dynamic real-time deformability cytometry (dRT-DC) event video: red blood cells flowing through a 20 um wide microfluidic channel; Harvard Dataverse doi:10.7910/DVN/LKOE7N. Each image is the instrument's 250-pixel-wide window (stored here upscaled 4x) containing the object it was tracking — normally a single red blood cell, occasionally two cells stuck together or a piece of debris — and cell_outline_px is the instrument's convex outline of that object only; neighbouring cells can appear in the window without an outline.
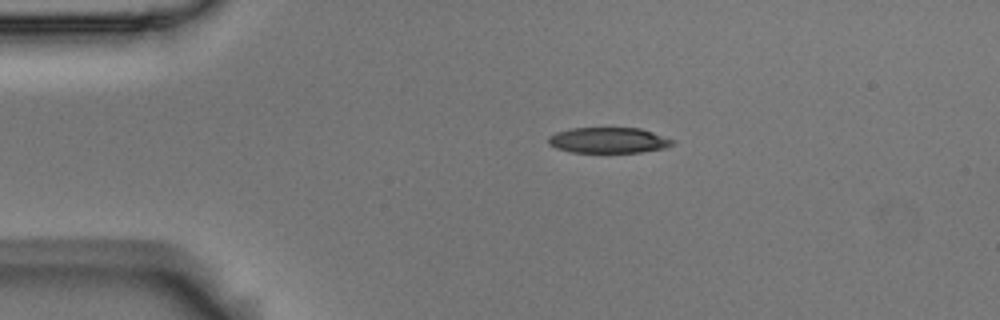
{"species": "Egyptian fruit bat (a non-hibernating species)", "species_latin": "Rousettus aegyptiacus", "temperature_condition": "room temperature", "stored_images_in_passage": 4, "camera_frame_rate_fps": 3000, "um_per_image_px": 0.085, "animal": {"sex": "male"}, "frame": {"image": 1, "passage_image": 1, "time_ms": 0.0, "image_size_px": [1000, 320], "cell_outline_px": [[672, 144], [664, 148], [640, 152], [572, 152], [556, 148], [548, 144], [548, 136], [556, 132], [572, 128], [640, 128], [652, 132], [672, 140]], "centroid_in_image_um": [51.66, 11.92], "position_along_channel_um": 33.3, "area_um2": 18.32}}
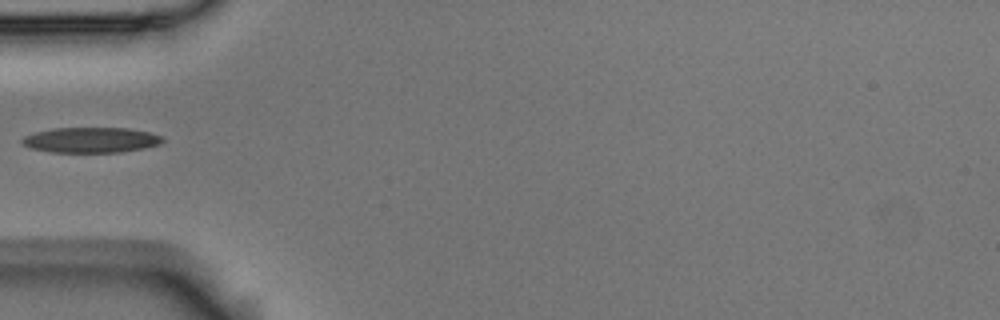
{"frame": {"image": 2, "passage_image": 3, "time_ms": 0.667, "image_size_px": [1000, 320], "cell_outline_px": [[164, 140], [160, 144], [144, 148], [120, 152], [52, 152], [32, 148], [20, 144], [20, 140], [24, 136], [36, 132], [52, 128], [128, 128], [148, 132], [164, 136]], "centroid_in_image_um": [7.73, 11.89], "position_along_channel_um": 77.3, "area_um2": 20.81}}
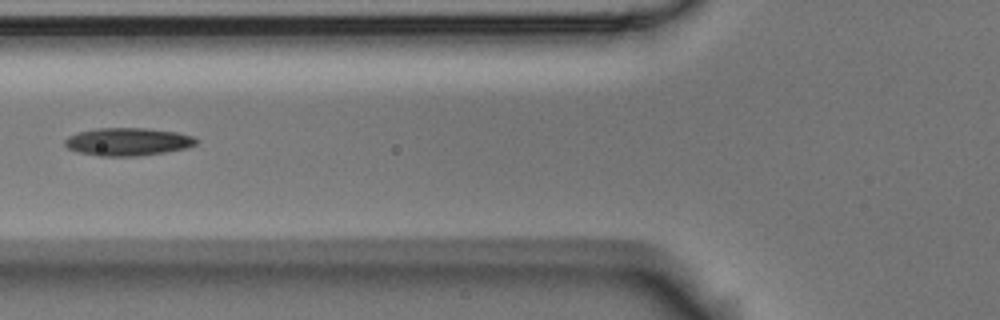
{"frame": {"image": 3, "passage_image": 4, "time_ms": 1.0, "image_size_px": [1000, 320], "cell_outline_px": [[200, 140], [196, 144], [188, 148], [164, 152], [136, 156], [96, 156], [76, 152], [68, 148], [64, 144], [64, 140], [68, 136], [80, 132], [96, 128], [144, 128], [176, 132], [196, 136]], "centroid_in_image_um": [10.88, 12.05], "position_along_channel_um": 114.9, "area_um2": 21.5}}